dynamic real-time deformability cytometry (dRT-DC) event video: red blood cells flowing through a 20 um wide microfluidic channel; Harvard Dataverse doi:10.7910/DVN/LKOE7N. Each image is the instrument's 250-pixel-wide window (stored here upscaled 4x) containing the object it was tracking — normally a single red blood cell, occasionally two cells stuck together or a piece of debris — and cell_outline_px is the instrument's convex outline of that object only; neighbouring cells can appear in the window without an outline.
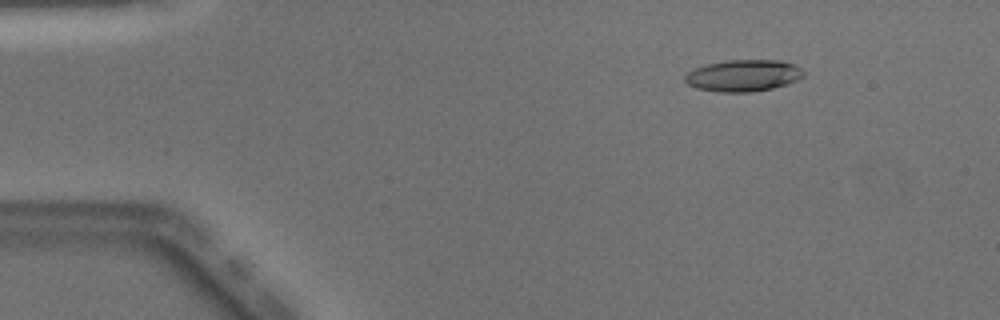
{"species": "Egyptian fruit bat (a non-hibernating species)", "species_latin": "Rousettus aegyptiacus", "temperature_condition": "warm", "stored_images_in_passage": 50, "camera_frame_rate_fps": 3000, "um_per_image_px": 0.085, "animal": {"sex": "male"}, "frame": {"image": 1, "passage_image": 7, "time_ms": 2.0, "image_size_px": [1000, 320], "cell_outline_px": [[804, 76], [788, 84], [772, 88], [752, 92], [716, 92], [696, 88], [688, 84], [684, 80], [684, 76], [688, 72], [696, 68], [708, 64], [728, 60], [780, 60], [792, 64], [800, 68], [804, 72]], "centroid_in_image_um": [63.18, 6.43], "position_along_channel_um": 21.8, "area_um2": 21.85}}
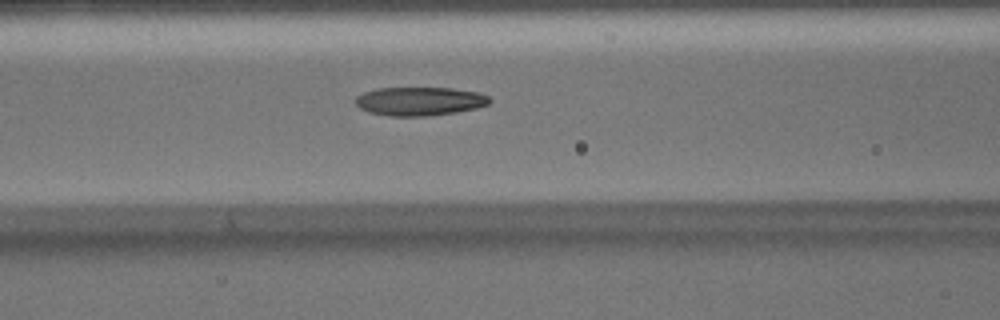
{"frame": {"image": 2, "passage_image": 21, "time_ms": 6.667, "image_size_px": [1000, 320], "cell_outline_px": [[492, 100], [488, 104], [476, 108], [456, 112], [428, 116], [388, 116], [368, 112], [360, 108], [356, 104], [356, 96], [364, 92], [380, 88], [452, 88], [480, 92], [488, 96]], "centroid_in_image_um": [35.69, 8.61], "position_along_channel_um": 130.9, "area_um2": 22.43}}
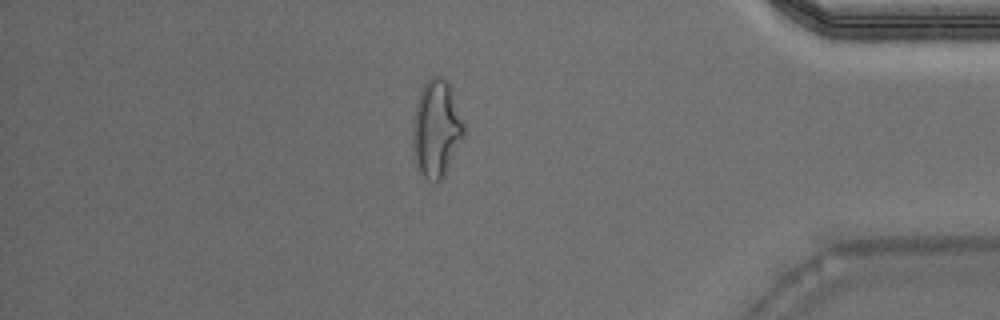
{"frame": {"image": 3, "passage_image": 43, "time_ms": 14.0, "image_size_px": [1000, 320], "cell_outline_px": [[464, 136], [444, 176], [436, 184], [428, 180], [420, 172], [416, 164], [412, 152], [412, 120], [416, 104], [420, 92], [424, 84], [432, 76], [440, 76], [448, 84], [464, 124]], "centroid_in_image_um": [37.05, 11.0], "position_along_channel_um": 398.1, "area_um2": 28.78}, "authors_computed_cell_mechanics": {"area_um2": 22.5131, "velocity_mm_per_s": 4.082, "shape_relaxation_time_tau1_ms": 9.8187, "shape_relaxation_time_tau2_ms": 2.3891, "deformation_change_tau1": 0.3237, "deformation_change_tau2": 0.1239}}